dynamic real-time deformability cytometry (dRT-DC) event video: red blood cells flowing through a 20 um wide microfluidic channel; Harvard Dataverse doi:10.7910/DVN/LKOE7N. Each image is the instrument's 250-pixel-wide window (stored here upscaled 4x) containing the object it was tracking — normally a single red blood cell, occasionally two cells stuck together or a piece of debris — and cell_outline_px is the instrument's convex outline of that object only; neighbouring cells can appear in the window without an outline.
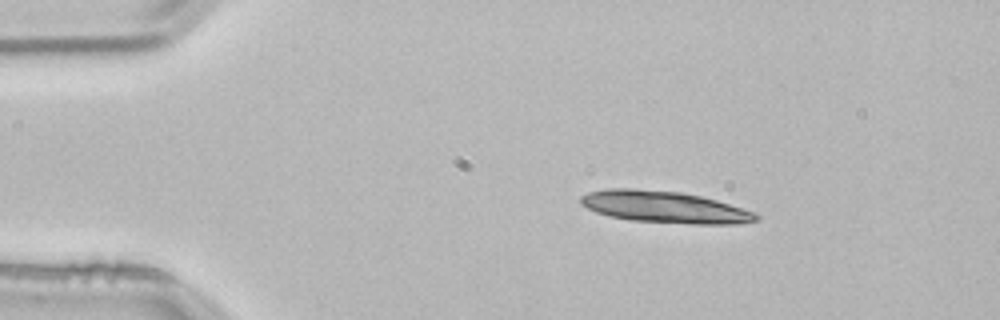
{"species": "common noctule bat (a hibernating species)", "species_latin": "Nyctalus noctula", "temperature_condition": "room temperature", "stored_images_in_passage": 2, "camera_frame_rate_fps": 3000, "um_per_image_px": 0.085, "animal": {"sex": "male", "body_mass_g": 21.5, "forearm_length_mm": 52.0}, "frame": {"image": 1, "passage_image": 1, "time_ms": 0.0, "image_size_px": [1000, 320], "cell_outline_px": [[760, 220], [736, 224], [696, 224], [632, 220], [608, 216], [596, 212], [580, 204], [580, 196], [588, 192], [608, 188], [632, 188], [680, 192], [700, 196], [716, 200], [756, 212], [760, 216]], "centroid_in_image_um": [56.49, 17.59], "position_along_channel_um": 28.5, "area_um2": 32.48}}